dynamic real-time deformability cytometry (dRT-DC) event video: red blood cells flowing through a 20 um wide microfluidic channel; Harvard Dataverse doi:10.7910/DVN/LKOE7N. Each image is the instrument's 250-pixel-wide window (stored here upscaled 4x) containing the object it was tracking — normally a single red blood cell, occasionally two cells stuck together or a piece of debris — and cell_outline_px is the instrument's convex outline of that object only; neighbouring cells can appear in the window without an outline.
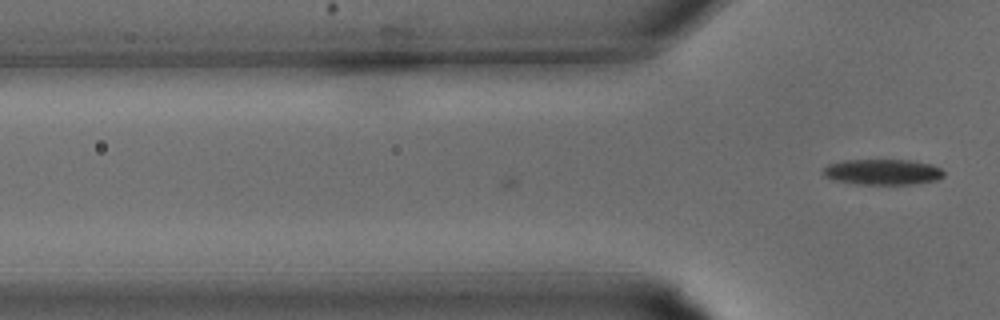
{"species": "common noctule bat (a hibernating species)", "species_latin": "Nyctalus noctula", "temperature_condition": "warm", "stored_images_in_passage": 5, "camera_frame_rate_fps": 3000, "um_per_image_px": 0.085, "animal": {"sex": "male", "body_mass_g": 15.6}, "frame": {"image": 1, "passage_image": 5, "time_ms": 1.333, "image_size_px": [1000, 320], "cell_outline_px": [[944, 176], [940, 180], [920, 184], [856, 184], [832, 180], [824, 176], [820, 172], [828, 164], [844, 160], [912, 160], [932, 164], [940, 168], [944, 172]], "centroid_in_image_um": [75.04, 14.62], "position_along_channel_um": 50.8, "area_um2": 18.44}}